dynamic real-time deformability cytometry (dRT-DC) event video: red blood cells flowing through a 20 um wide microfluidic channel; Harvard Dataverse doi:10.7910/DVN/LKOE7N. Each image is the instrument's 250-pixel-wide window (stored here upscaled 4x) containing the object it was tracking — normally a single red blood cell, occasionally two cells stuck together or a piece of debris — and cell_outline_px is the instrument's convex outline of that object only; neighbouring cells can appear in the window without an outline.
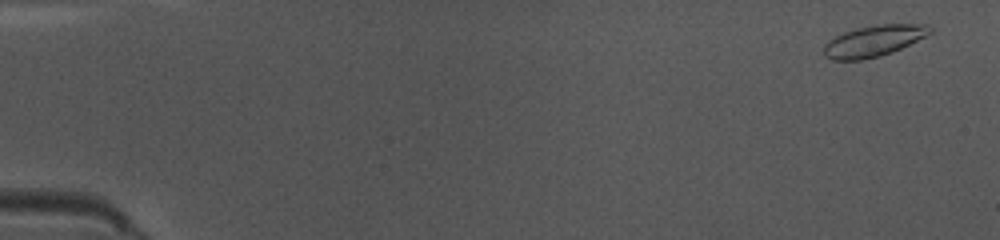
{"species": "common noctule bat (a hibernating species)", "species_latin": "Nyctalus noctula", "temperature_condition": "warm", "stored_images_in_passage": 43, "camera_frame_rate_fps": 3000, "um_per_image_px": 0.085, "animal": {"sex": "female", "body_mass_g": 10.0, "forearm_length_mm": 53.1}, "frame": {"image": 1, "passage_image": 2, "time_ms": 0.333, "image_size_px": [1000, 240], "cell_outline_px": [[932, 32], [928, 36], [892, 52], [880, 56], [860, 60], [832, 60], [824, 56], [824, 44], [828, 40], [844, 32], [856, 28], [876, 24], [928, 24], [932, 28]], "centroid_in_image_um": [74.28, 3.47], "position_along_channel_um": 10.7, "area_um2": 19.48}}
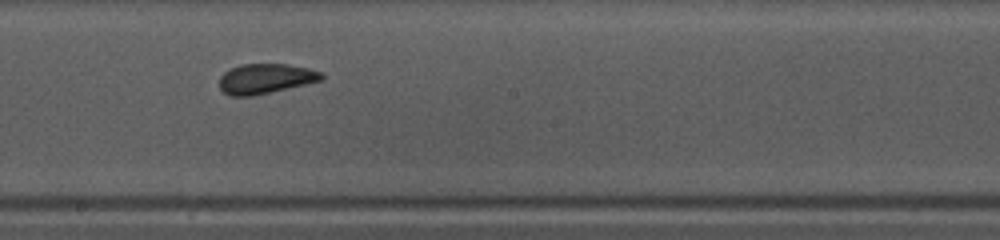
{"frame": {"image": 2, "passage_image": 28, "time_ms": 9.0, "image_size_px": [1000, 240], "cell_outline_px": [[324, 80], [252, 96], [232, 96], [224, 92], [220, 88], [220, 76], [224, 72], [240, 64], [288, 64], [308, 68], [320, 72], [324, 76]], "centroid_in_image_um": [22.58, 6.68], "position_along_channel_um": 225.6, "area_um2": 17.74}}
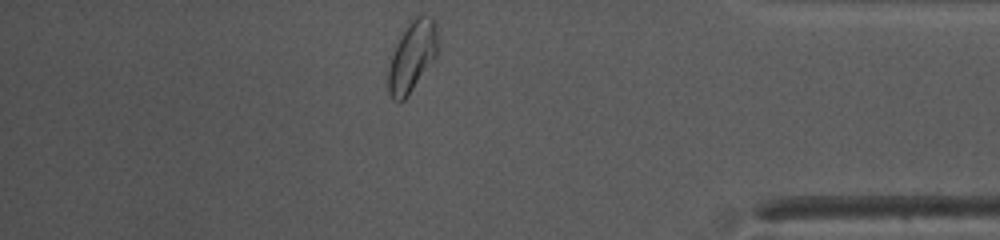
{"frame": {"image": 3, "passage_image": 43, "time_ms": 14.0, "image_size_px": [1000, 240], "cell_outline_px": [[440, 44], [436, 56], [408, 96], [404, 100], [392, 100], [388, 92], [388, 72], [392, 56], [396, 44], [400, 36], [412, 16], [432, 16], [436, 24], [440, 36]], "centroid_in_image_um": [35.07, 4.75], "position_along_channel_um": 400.1, "area_um2": 20.63}, "authors_computed_cell_mechanics": {"area_um2": 18.207, "velocity_mm_per_s": 4.0402, "shape_relaxation_time_tau1_ms": 3.9, "shape_relaxation_time_tau2_ms": 1.2444, "deformation_change_tau1": 0.1332, "deformation_change_tau2": 0.0423}}